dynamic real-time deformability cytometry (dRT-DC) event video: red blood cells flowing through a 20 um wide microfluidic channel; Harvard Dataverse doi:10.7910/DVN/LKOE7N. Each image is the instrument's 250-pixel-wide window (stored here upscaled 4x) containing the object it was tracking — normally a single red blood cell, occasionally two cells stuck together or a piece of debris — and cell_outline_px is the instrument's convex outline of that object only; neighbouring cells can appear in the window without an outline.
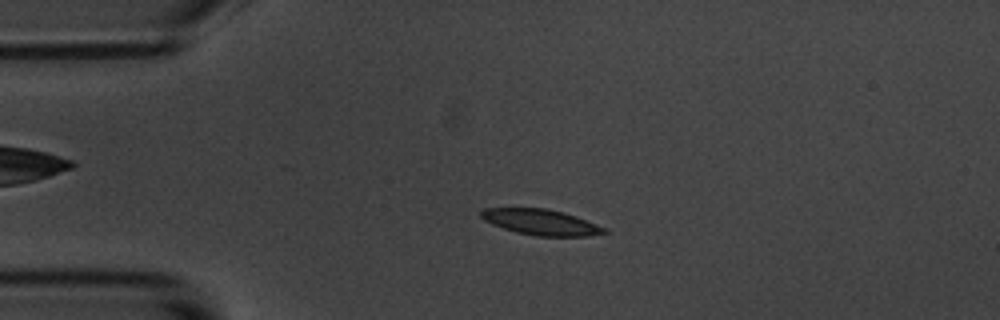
{"species": "common noctule bat (a hibernating species)", "species_latin": "Nyctalus noctula", "temperature_condition": "room temperature", "stored_images_in_passage": 55, "camera_frame_rate_fps": 3000, "um_per_image_px": 0.085, "animal": {"sex": "male", "body_mass_g": 20.1, "forearm_length_mm": 53.5}, "frame": {"image": 1, "passage_image": 12, "time_ms": 3.667, "image_size_px": [1000, 320], "cell_outline_px": [[608, 232], [588, 236], [536, 236], [516, 232], [492, 224], [484, 220], [480, 216], [480, 212], [484, 208], [548, 208], [564, 212], [576, 216], [608, 228]], "centroid_in_image_um": [46.01, 18.88], "position_along_channel_um": 39.0, "area_um2": 18.55}}
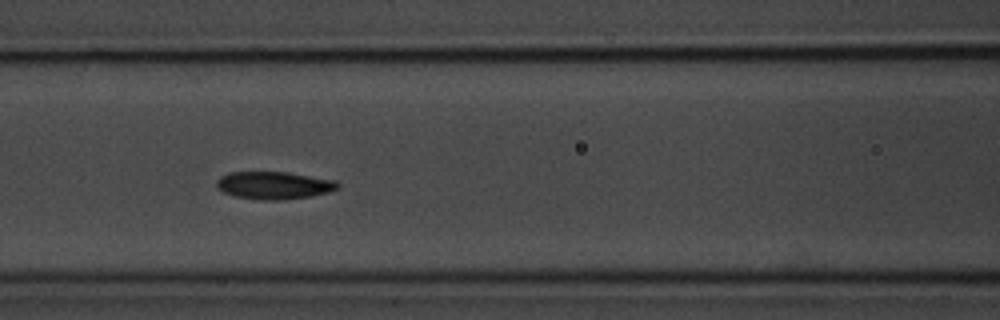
{"frame": {"image": 2, "passage_image": 23, "time_ms": 7.333, "image_size_px": [1000, 320], "cell_outline_px": [[340, 188], [328, 192], [312, 196], [280, 200], [260, 200], [236, 196], [224, 192], [216, 188], [216, 180], [220, 176], [228, 172], [288, 172], [336, 180], [340, 184]], "centroid_in_image_um": [23.3, 15.75], "position_along_channel_um": 143.3, "area_um2": 19.65}}
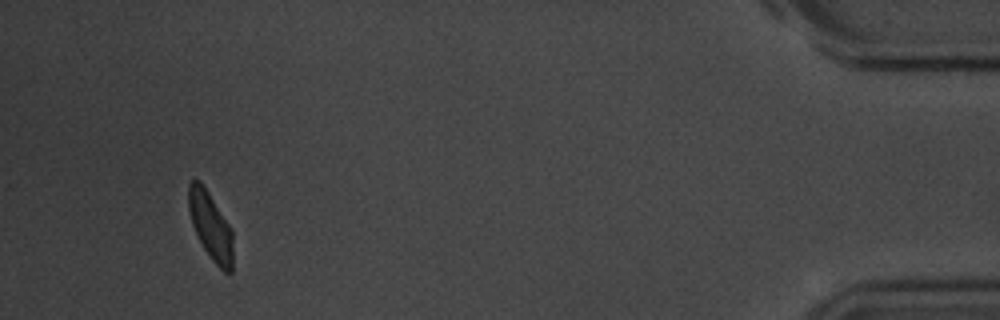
{"frame": {"image": 3, "passage_image": 52, "time_ms": 17.0, "image_size_px": [1000, 320], "cell_outline_px": [[232, 272], [228, 276], [212, 260], [204, 248], [192, 224], [188, 208], [188, 184], [192, 180], [200, 180], [208, 192], [228, 224], [232, 232]], "centroid_in_image_um": [17.89, 19.22], "position_along_channel_um": 417.3, "area_um2": 17.22}, "authors_computed_cell_mechanics": {"area_um2": 18.6694, "velocity_mm_per_s": 3.5824, "shape_relaxation_time_tau1_ms": 3.0007, "shape_relaxation_time_tau2_ms": 5.4382, "deformation_change_tau1": 0.1232, "deformation_change_tau2": 0.1151}}